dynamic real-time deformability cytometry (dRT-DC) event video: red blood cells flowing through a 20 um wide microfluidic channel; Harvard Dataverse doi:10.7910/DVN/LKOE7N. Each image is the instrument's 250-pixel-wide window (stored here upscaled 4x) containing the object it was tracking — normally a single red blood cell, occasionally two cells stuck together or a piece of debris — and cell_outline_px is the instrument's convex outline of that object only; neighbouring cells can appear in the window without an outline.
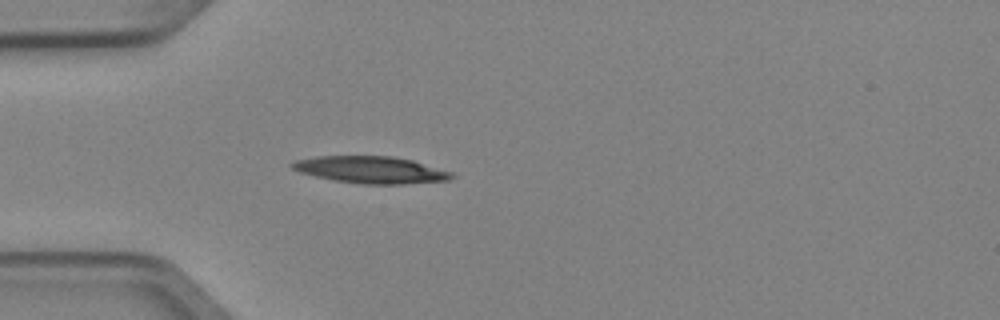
{"species": "Egyptian fruit bat (a non-hibernating species)", "species_latin": "Rousettus aegyptiacus", "temperature_condition": "cold", "stored_images_in_passage": 4, "camera_frame_rate_fps": 3000, "um_per_image_px": 0.085, "animal": {"sex": "female"}, "frame": {"image": 1, "passage_image": 4, "time_ms": 1.0, "image_size_px": [1000, 320], "cell_outline_px": [[456, 176], [448, 180], [404, 184], [364, 184], [336, 180], [316, 176], [300, 172], [292, 168], [288, 164], [296, 160], [316, 156], [392, 156], [412, 160], [452, 172]], "centroid_in_image_um": [31.53, 14.43], "position_along_channel_um": 53.5, "area_um2": 24.91}}